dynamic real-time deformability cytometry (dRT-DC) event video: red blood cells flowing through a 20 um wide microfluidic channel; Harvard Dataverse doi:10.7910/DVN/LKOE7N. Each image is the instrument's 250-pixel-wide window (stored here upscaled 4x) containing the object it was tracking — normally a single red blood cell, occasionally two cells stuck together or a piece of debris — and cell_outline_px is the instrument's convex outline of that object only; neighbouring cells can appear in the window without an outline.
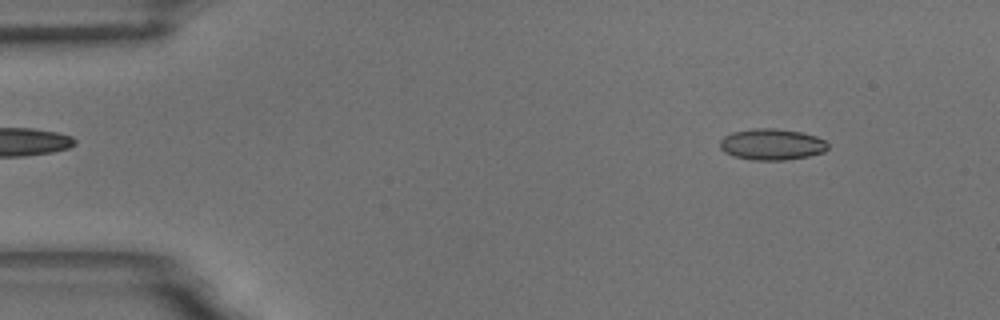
{"species": "common noctule bat (a hibernating species)", "species_latin": "Nyctalus noctula", "temperature_condition": "room temperature", "stored_images_in_passage": 58, "camera_frame_rate_fps": 3000, "um_per_image_px": 0.085, "animal": {"sex": "male", "body_mass_g": 18.8}, "frame": {"image": 1, "passage_image": 6, "time_ms": 1.667, "image_size_px": [1000, 320], "cell_outline_px": [[828, 148], [824, 152], [808, 156], [784, 160], [752, 160], [732, 156], [724, 152], [720, 148], [720, 140], [724, 136], [732, 132], [752, 128], [776, 128], [800, 132], [816, 136], [824, 140], [828, 144]], "centroid_in_image_um": [65.58, 12.27], "position_along_channel_um": 19.4, "area_um2": 19.77}}
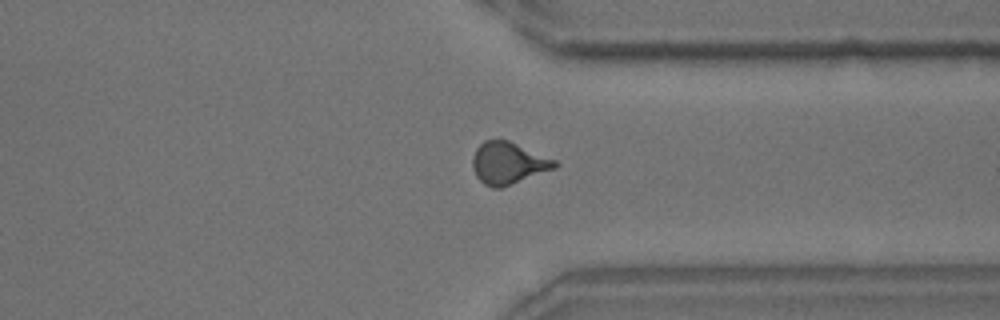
{"frame": {"image": 2, "passage_image": 44, "time_ms": 14.333, "image_size_px": [1000, 320], "cell_outline_px": [[560, 164], [556, 168], [500, 188], [492, 188], [484, 184], [476, 176], [472, 168], [472, 156], [476, 148], [484, 140], [508, 140], [556, 160]], "centroid_in_image_um": [43.18, 13.86], "position_along_channel_um": 368.2, "area_um2": 20.11}}
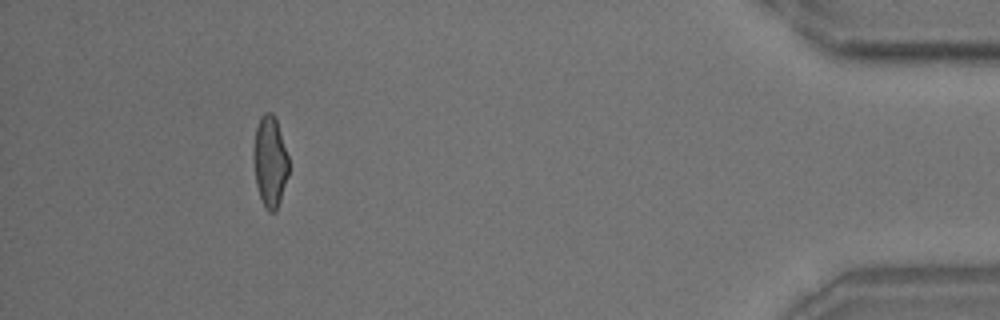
{"frame": {"image": 3, "passage_image": 53, "time_ms": 17.333, "image_size_px": [1000, 320], "cell_outline_px": [[288, 176], [276, 212], [268, 212], [264, 208], [256, 184], [252, 156], [252, 148], [256, 128], [260, 116], [264, 112], [272, 112], [276, 116], [288, 156]], "centroid_in_image_um": [22.93, 13.7], "position_along_channel_um": 412.3, "area_um2": 19.02}, "authors_computed_cell_mechanics": {"area_um2": 19.3052, "velocity_mm_per_s": 3.4553, "shape_relaxation_time_tau1_ms": 6.1839, "shape_relaxation_time_tau2_ms": 1.0976, "deformation_change_tau1": 0.1522, "deformation_change_tau2": 0.0622}}